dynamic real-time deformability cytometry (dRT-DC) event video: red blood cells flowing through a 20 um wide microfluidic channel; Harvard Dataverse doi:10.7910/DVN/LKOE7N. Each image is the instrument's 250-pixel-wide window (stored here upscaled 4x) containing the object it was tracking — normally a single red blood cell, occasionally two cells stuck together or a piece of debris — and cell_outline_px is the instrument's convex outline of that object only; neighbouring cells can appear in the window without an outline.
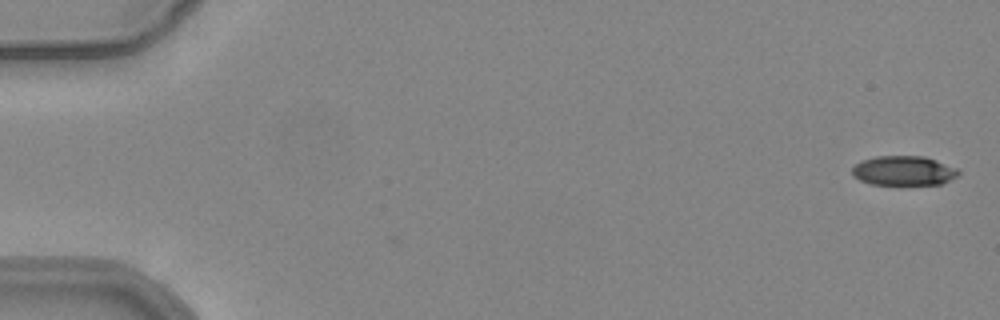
{"species": "common noctule bat (a hibernating species)", "species_latin": "Nyctalus noctula", "temperature_condition": "warm", "stored_images_in_passage": 2, "camera_frame_rate_fps": 3000, "um_per_image_px": 0.085, "animal": {"sex": "female", "body_mass_g": 24.6, "forearm_length_mm": 56.2}, "frame": {"image": 1, "passage_image": 2, "time_ms": 0.333, "image_size_px": [1000, 320], "cell_outline_px": [[960, 176], [940, 184], [872, 184], [860, 180], [852, 176], [852, 168], [860, 160], [876, 156], [924, 156], [936, 160], [956, 168], [960, 172]], "centroid_in_image_um": [76.81, 14.5], "position_along_channel_um": 8.2, "area_um2": 18.32}}